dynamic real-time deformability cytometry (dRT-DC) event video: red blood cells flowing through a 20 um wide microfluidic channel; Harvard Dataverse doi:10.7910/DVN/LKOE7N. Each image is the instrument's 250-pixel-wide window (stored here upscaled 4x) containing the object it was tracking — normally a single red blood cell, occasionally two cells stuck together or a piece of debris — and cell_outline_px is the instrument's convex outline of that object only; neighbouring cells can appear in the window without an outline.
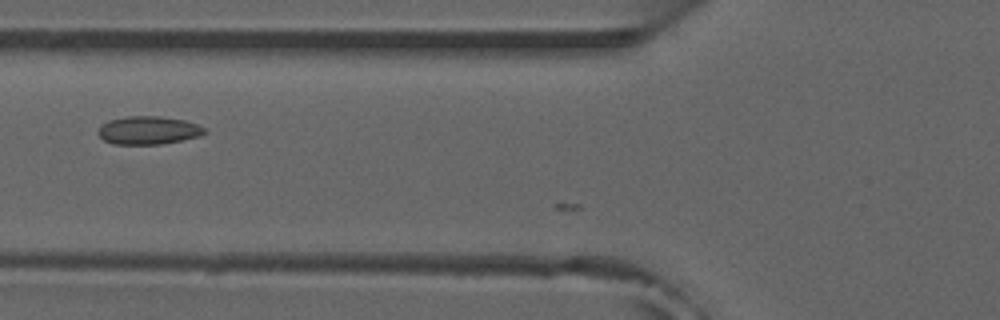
{"species": "common noctule bat (a hibernating species)", "species_latin": "Nyctalus noctula", "temperature_condition": "room temperature", "stored_images_in_passage": 20, "camera_frame_rate_fps": 3000, "um_per_image_px": 0.085, "animal": {"sex": "male", "forearm_length_mm": 52.5}, "frame": {"image": 1, "passage_image": 19, "time_ms": 6.0, "image_size_px": [1000, 320], "cell_outline_px": [[208, 132], [200, 136], [160, 144], [112, 144], [104, 140], [96, 132], [100, 124], [108, 120], [128, 116], [160, 116], [184, 120], [196, 124], [204, 128]], "centroid_in_image_um": [12.57, 11.07], "position_along_channel_um": 113.2, "area_um2": 17.51}}